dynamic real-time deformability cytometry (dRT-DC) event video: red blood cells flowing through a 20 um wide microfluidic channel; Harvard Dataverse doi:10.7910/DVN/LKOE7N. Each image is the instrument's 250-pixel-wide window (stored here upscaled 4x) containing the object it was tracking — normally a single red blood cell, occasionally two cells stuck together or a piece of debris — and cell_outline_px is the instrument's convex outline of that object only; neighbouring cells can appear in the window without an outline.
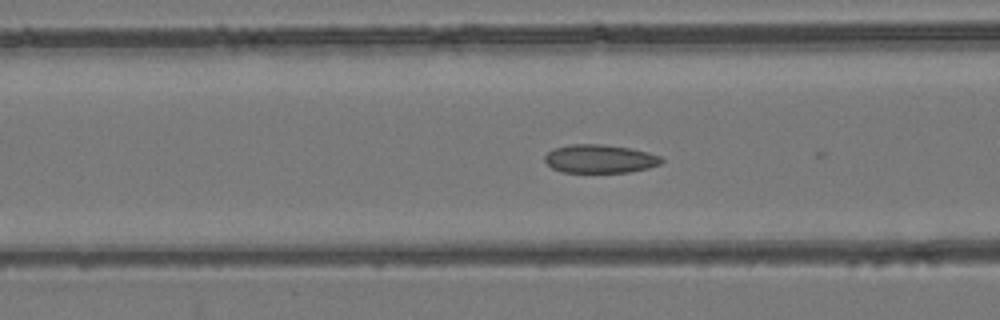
{"species": "common noctule bat (a hibernating species)", "species_latin": "Nyctalus noctula", "temperature_condition": "room temperature", "stored_images_in_passage": 30, "camera_frame_rate_fps": 3000, "um_per_image_px": 0.085, "animal": {"sex": "female", "body_mass_g": 24.6, "forearm_length_mm": 56.2}, "frame": {"image": 1, "passage_image": 4, "time_ms": 1.0, "image_size_px": [1000, 320], "cell_outline_px": [[664, 160], [660, 164], [648, 168], [628, 172], [560, 172], [552, 168], [544, 160], [544, 156], [548, 152], [556, 148], [572, 144], [600, 144], [628, 148], [648, 152], [660, 156]], "centroid_in_image_um": [50.98, 13.5], "position_along_channel_um": 115.6, "area_um2": 19.19}}
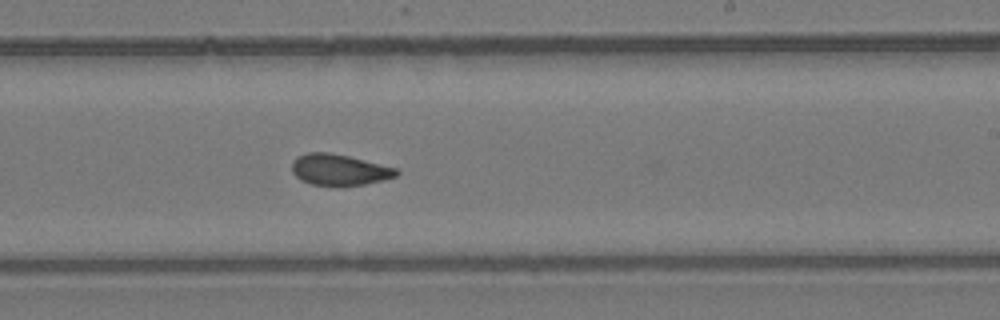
{"frame": {"image": 2, "passage_image": 15, "time_ms": 4.667, "image_size_px": [1000, 320], "cell_outline_px": [[400, 172], [396, 176], [364, 184], [344, 188], [332, 188], [312, 184], [300, 180], [292, 172], [292, 160], [296, 156], [308, 152], [328, 152], [348, 156], [396, 168]], "centroid_in_image_um": [28.78, 14.46], "position_along_channel_um": 260.2, "area_um2": 19.42}}
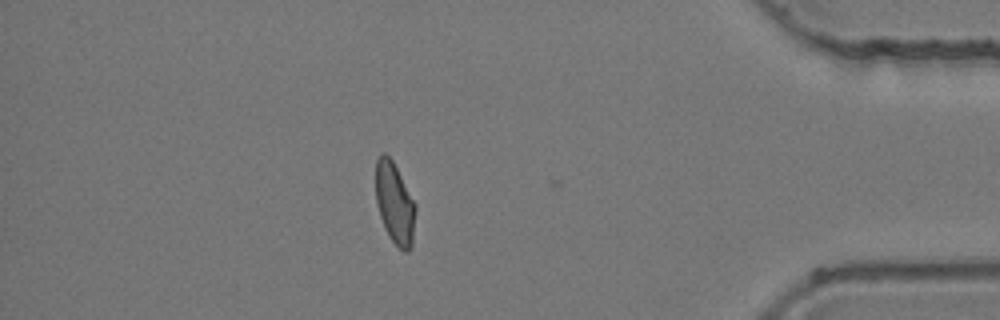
{"frame": {"image": 3, "passage_image": 29, "time_ms": 9.333, "image_size_px": [1000, 320], "cell_outline_px": [[416, 208], [412, 244], [408, 252], [404, 252], [388, 236], [384, 228], [380, 216], [376, 200], [376, 160], [380, 152], [384, 152], [392, 160], [416, 204]], "centroid_in_image_um": [33.55, 17.27], "position_along_channel_um": 401.7, "area_um2": 18.84}, "authors_computed_cell_mechanics": {"area_um2": 19.1318, "velocity_mm_per_s": 3.9354, "shape_relaxation_time_tau1_ms": 11.2188, "shape_relaxation_time_tau2_ms": 1.4435, "deformation_change_tau1": 0.1738, "deformation_change_tau2": 0.0533}}